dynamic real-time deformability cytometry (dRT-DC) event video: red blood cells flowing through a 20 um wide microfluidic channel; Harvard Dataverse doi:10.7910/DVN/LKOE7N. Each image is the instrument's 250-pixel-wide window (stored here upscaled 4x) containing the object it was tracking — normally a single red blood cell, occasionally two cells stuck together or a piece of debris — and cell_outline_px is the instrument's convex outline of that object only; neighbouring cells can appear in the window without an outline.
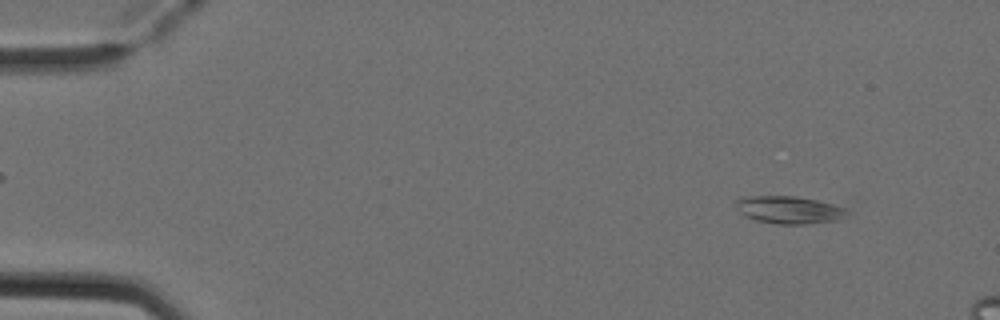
{"species": "Egyptian fruit bat (a non-hibernating species)", "species_latin": "Rousettus aegyptiacus", "temperature_condition": "cold", "stored_images_in_passage": 3, "camera_frame_rate_fps": 3000, "um_per_image_px": 0.085, "animal": {"sex": "female"}, "frame": {"image": 1, "passage_image": 3, "time_ms": 0.667, "image_size_px": [1000, 320], "cell_outline_px": [[856, 200], [852, 212], [840, 220], [808, 224], [776, 224], [756, 220], [744, 216], [736, 208], [736, 200], [740, 196], [796, 196]], "centroid_in_image_um": [67.49, 17.77], "position_along_channel_um": 17.5, "area_um2": 20.17}}